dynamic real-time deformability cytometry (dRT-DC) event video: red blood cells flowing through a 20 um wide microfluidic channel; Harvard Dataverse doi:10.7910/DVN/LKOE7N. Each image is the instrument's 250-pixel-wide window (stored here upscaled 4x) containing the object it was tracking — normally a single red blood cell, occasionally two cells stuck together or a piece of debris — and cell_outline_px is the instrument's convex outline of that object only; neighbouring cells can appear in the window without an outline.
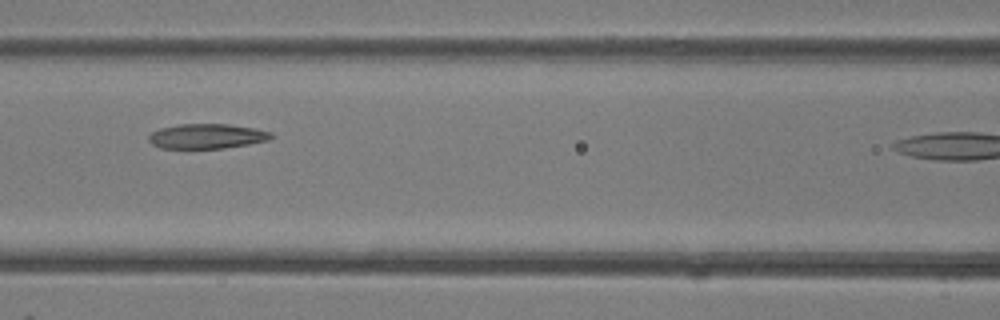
{"species": "common noctule bat (a hibernating species)", "species_latin": "Nyctalus noctula", "temperature_condition": "room temperature", "stored_images_in_passage": 18, "camera_frame_rate_fps": 3000, "um_per_image_px": 0.085, "animal": {"sex": "female"}, "frame": {"image": 1, "passage_image": 13, "time_ms": 4.0, "image_size_px": [1000, 320], "cell_outline_px": [[276, 136], [268, 140], [248, 144], [224, 148], [160, 148], [152, 144], [148, 140], [148, 136], [152, 132], [160, 128], [180, 124], [228, 124], [256, 128], [272, 132]], "centroid_in_image_um": [17.61, 11.57], "position_along_channel_um": 149.0, "area_um2": 17.8}}
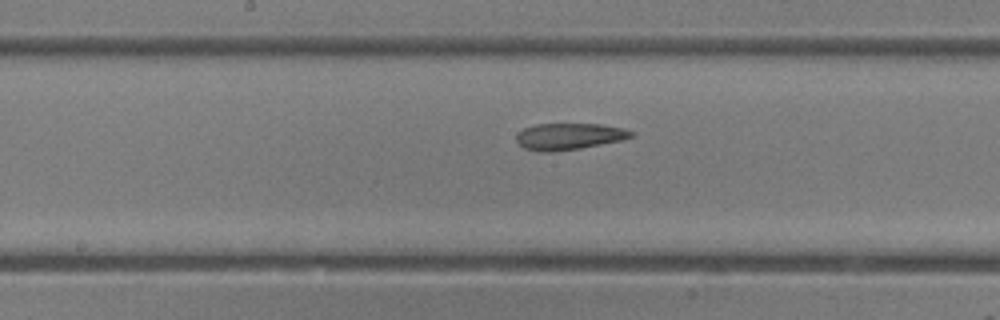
{"frame": {"image": 2, "passage_image": 16, "time_ms": 5.0, "image_size_px": [1000, 320], "cell_outline_px": [[632, 136], [620, 140], [580, 148], [552, 152], [540, 152], [524, 148], [516, 140], [516, 136], [524, 128], [536, 124], [600, 124], [624, 128], [632, 132]], "centroid_in_image_um": [48.33, 11.59], "position_along_channel_um": 199.9, "area_um2": 17.51}}